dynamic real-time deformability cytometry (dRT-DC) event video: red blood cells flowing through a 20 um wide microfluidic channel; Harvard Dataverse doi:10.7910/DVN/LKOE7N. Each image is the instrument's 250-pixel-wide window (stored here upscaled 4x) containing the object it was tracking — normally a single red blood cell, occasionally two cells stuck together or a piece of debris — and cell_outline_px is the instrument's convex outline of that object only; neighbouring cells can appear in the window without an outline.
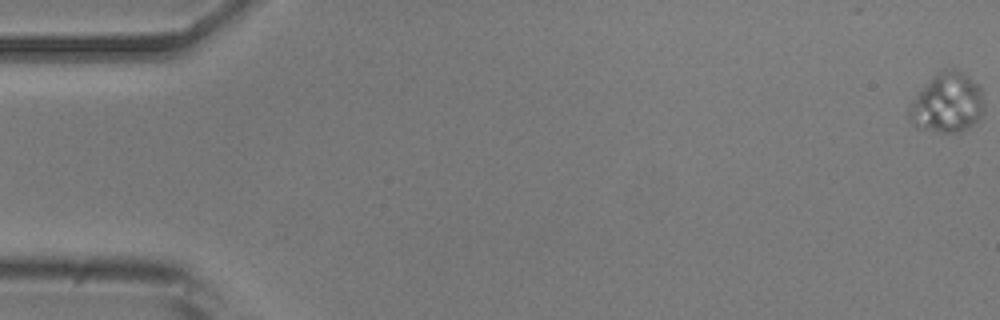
{"species": "common noctule bat (a hibernating species)", "species_latin": "Nyctalus noctula", "temperature_condition": "room temperature", "stored_images_in_passage": 26, "segment_of_instrument_passage": [1, 2], "camera_frame_rate_fps": 3000, "um_per_image_px": 0.085, "animal": {"sex": "male", "body_mass_g": 20.5, "forearm_length_mm": 52.5}, "frame": {"image": 1, "passage_image": 1, "time_ms": 0.0, "image_size_px": [1000, 320], "cell_outline_px": [[984, 112], [980, 120], [976, 124], [960, 132], [940, 132], [916, 128], [912, 124], [908, 116], [908, 108], [912, 100], [932, 76], [940, 68], [956, 68], [980, 84], [984, 104]], "centroid_in_image_um": [80.54, 8.74], "position_along_channel_um": 4.5, "area_um2": 26.76}}
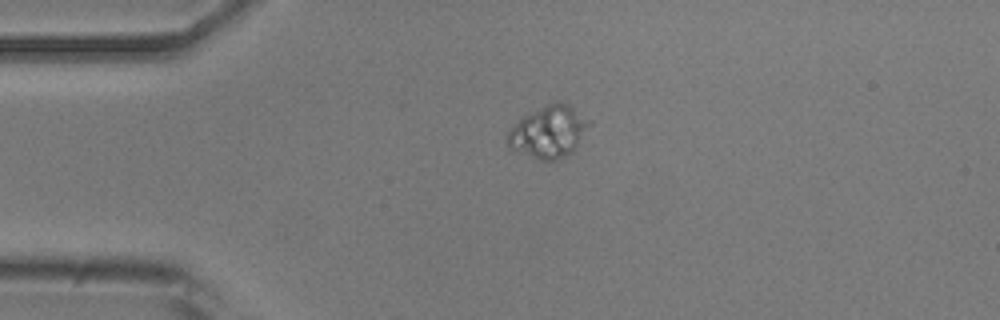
{"frame": {"image": 2, "passage_image": 14, "time_ms": 4.333, "image_size_px": [1000, 320], "cell_outline_px": [[592, 124], [576, 148], [572, 152], [556, 160], [540, 160], [512, 152], [508, 148], [504, 140], [508, 132], [524, 116], [556, 100], [560, 100], [568, 104], [592, 120]], "centroid_in_image_um": [46.64, 11.22], "position_along_channel_um": 38.4, "area_um2": 25.2}}